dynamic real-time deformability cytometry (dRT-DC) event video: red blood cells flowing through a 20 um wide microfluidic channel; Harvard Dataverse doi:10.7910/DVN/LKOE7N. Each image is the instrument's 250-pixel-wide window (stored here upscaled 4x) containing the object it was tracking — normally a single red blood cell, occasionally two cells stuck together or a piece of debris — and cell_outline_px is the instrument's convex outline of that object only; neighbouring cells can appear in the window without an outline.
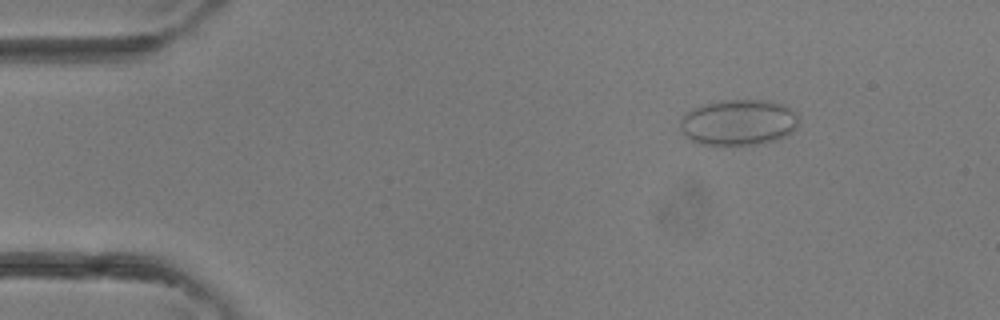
{"species": "common noctule bat (a hibernating species)", "species_latin": "Nyctalus noctula", "temperature_condition": "room temperature", "stored_images_in_passage": 3, "camera_frame_rate_fps": 3000, "um_per_image_px": 0.085, "animal": {"sex": "female"}, "frame": {"image": 1, "passage_image": 1, "time_ms": 0.0, "image_size_px": [1000, 320], "cell_outline_px": [[796, 128], [792, 132], [776, 140], [760, 144], [700, 144], [684, 136], [680, 128], [680, 116], [684, 112], [700, 104], [720, 100], [768, 100], [784, 104], [792, 108], [796, 116]], "centroid_in_image_um": [62.72, 10.38], "position_along_channel_um": 22.3, "area_um2": 31.96}}
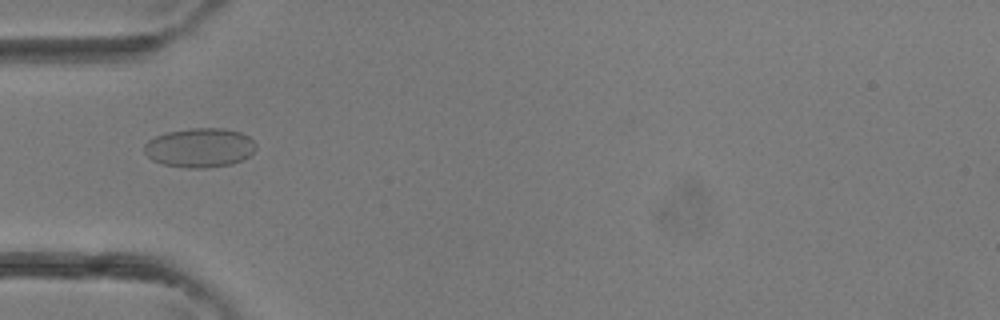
{"frame": {"image": 2, "passage_image": 3, "time_ms": 0.667, "image_size_px": [1000, 320], "cell_outline_px": [[256, 148], [244, 160], [232, 164], [204, 168], [188, 168], [164, 164], [152, 160], [144, 152], [144, 144], [148, 140], [156, 136], [168, 132], [188, 128], [224, 128], [240, 132], [248, 136], [256, 144]], "centroid_in_image_um": [16.98, 12.55], "position_along_channel_um": 68.0, "area_um2": 25.61}}